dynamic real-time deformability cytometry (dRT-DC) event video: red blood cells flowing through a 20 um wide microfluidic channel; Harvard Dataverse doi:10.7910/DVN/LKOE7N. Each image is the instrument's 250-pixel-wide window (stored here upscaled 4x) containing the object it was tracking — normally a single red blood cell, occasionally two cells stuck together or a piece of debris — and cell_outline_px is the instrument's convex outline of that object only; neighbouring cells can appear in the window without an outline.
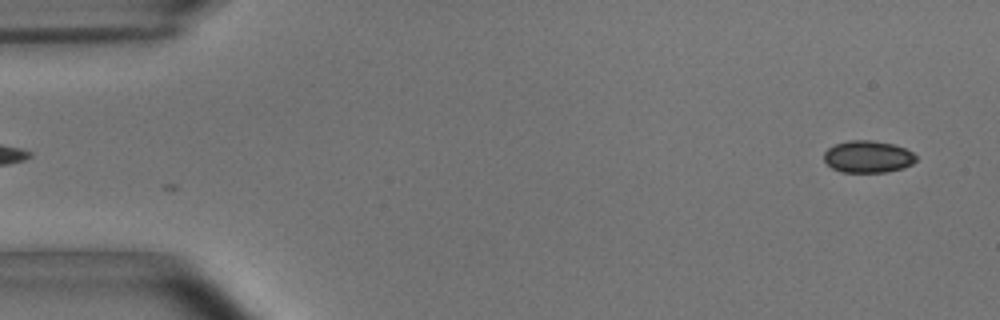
{"species": "common noctule bat (a hibernating species)", "species_latin": "Nyctalus noctula", "temperature_condition": "room temperature", "stored_images_in_passage": 9, "camera_frame_rate_fps": 3000, "um_per_image_px": 0.085, "animal": {"sex": "male", "body_mass_g": 15.6}, "frame": {"image": 1, "passage_image": 1, "time_ms": 0.0, "image_size_px": [1000, 320], "cell_outline_px": [[916, 160], [912, 164], [904, 168], [884, 172], [840, 172], [832, 168], [824, 160], [824, 152], [828, 148], [836, 144], [848, 140], [872, 140], [892, 144], [904, 148], [912, 152], [916, 156]], "centroid_in_image_um": [73.76, 13.32], "position_along_channel_um": 11.2, "area_um2": 17.17}}